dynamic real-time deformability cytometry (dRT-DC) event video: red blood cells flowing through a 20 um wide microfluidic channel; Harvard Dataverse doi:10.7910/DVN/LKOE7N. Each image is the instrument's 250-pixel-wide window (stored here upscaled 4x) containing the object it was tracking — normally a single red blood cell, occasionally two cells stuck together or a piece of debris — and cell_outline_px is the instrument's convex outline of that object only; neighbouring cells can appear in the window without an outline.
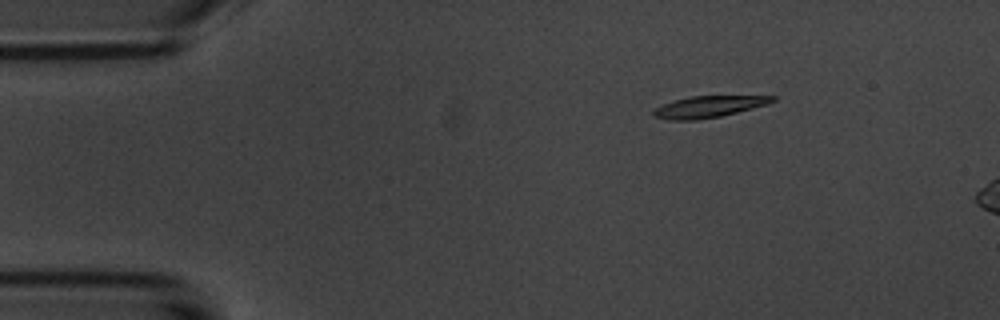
{"species": "common noctule bat (a hibernating species)", "species_latin": "Nyctalus noctula", "temperature_condition": "room temperature", "stored_images_in_passage": 4, "camera_frame_rate_fps": 3000, "um_per_image_px": 0.085, "animal": {"sex": "male", "body_mass_g": 20.1, "forearm_length_mm": 53.5}, "frame": {"image": 1, "passage_image": 2, "time_ms": 2.0, "image_size_px": [1000, 320], "cell_outline_px": [[776, 100], [768, 104], [720, 116], [696, 120], [672, 120], [652, 116], [652, 112], [656, 108], [664, 104], [676, 100], [692, 96], [776, 96]], "centroid_in_image_um": [60.24, 9.07], "position_along_channel_um": 24.8, "area_um2": 14.62}}